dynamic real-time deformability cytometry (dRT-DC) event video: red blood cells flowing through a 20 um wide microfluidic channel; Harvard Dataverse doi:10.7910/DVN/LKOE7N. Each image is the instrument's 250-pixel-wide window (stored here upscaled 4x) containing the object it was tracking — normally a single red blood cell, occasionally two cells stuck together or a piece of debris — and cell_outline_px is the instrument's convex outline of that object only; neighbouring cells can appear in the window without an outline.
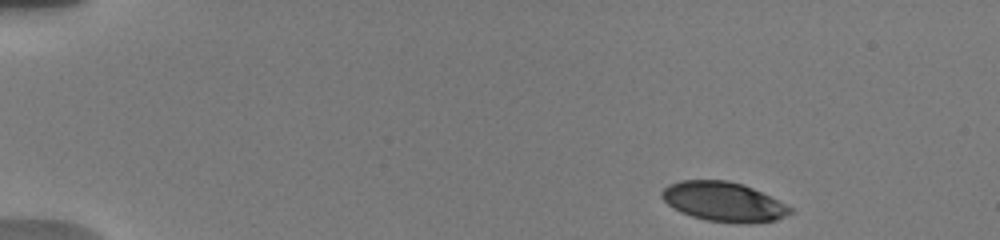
{"species": "human", "species_latin": "Homo sapiens", "temperature_condition": "warm", "stored_images_in_passage": 10, "camera_frame_rate_fps": 3000, "um_per_image_px": 0.085, "donor": {"sex": "male"}, "frame": {"image": 1, "passage_image": 1, "time_ms": 0.0, "image_size_px": [1000, 240], "cell_outline_px": [[792, 212], [776, 220], [708, 220], [692, 216], [680, 212], [668, 204], [660, 196], [660, 192], [668, 184], [680, 180], [728, 180], [744, 184], [792, 208]], "centroid_in_image_um": [61.4, 17.08], "position_along_channel_um": 23.6, "area_um2": 28.32}}
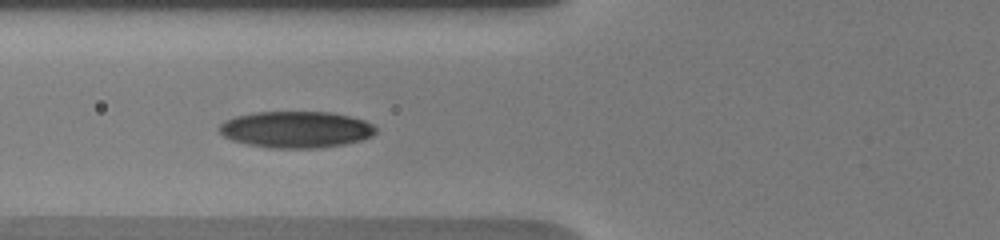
{"frame": {"image": 2, "passage_image": 9, "time_ms": 5.0, "image_size_px": [1000, 240], "cell_outline_px": [[376, 132], [372, 136], [360, 140], [344, 144], [316, 148], [268, 148], [248, 144], [232, 140], [224, 136], [216, 128], [224, 120], [236, 116], [252, 112], [332, 112], [364, 120], [372, 124], [376, 128]], "centroid_in_image_um": [25.13, 11.0], "position_along_channel_um": 100.7, "area_um2": 33.41}}